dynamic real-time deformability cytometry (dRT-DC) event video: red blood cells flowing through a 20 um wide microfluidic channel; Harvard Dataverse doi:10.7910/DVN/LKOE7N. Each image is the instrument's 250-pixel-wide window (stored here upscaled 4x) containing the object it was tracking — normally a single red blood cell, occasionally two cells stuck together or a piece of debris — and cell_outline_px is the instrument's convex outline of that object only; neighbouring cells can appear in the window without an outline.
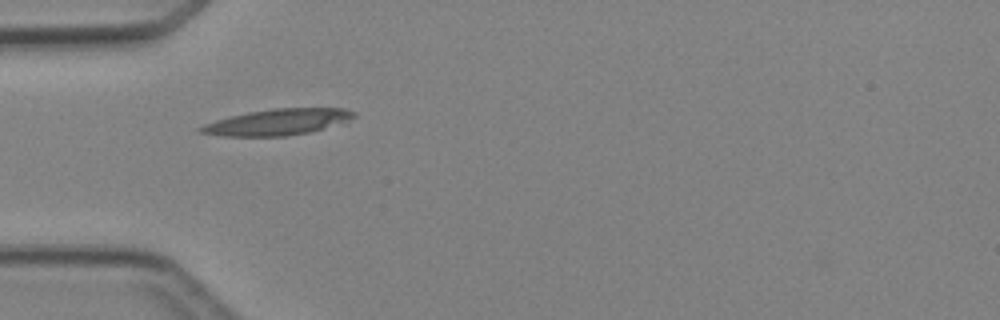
{"species": "Egyptian fruit bat (a non-hibernating species)", "species_latin": "Rousettus aegyptiacus", "temperature_condition": "cold", "stored_images_in_passage": 5, "camera_frame_rate_fps": 3000, "um_per_image_px": 0.085, "animal": {"sex": "female"}, "frame": {"image": 1, "passage_image": 3, "time_ms": 2.333, "image_size_px": [1000, 320], "cell_outline_px": [[356, 116], [348, 124], [288, 136], [224, 136], [200, 132], [196, 128], [204, 124], [216, 120], [248, 112], [272, 108], [344, 108], [356, 112]], "centroid_in_image_um": [23.71, 10.37], "position_along_channel_um": 61.3, "area_um2": 23.7}}
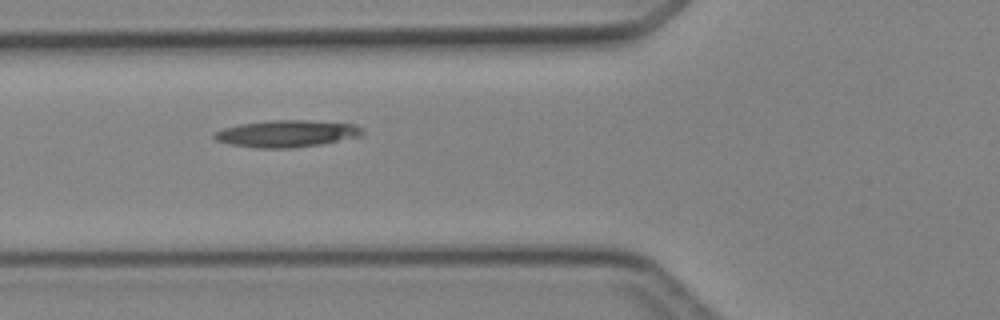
{"frame": {"image": 2, "passage_image": 4, "time_ms": 3.333, "image_size_px": [1000, 320], "cell_outline_px": [[364, 132], [360, 136], [320, 144], [292, 148], [260, 148], [228, 144], [216, 140], [212, 136], [216, 132], [224, 128], [240, 124], [272, 120], [304, 120], [356, 124], [364, 128]], "centroid_in_image_um": [24.39, 11.35], "position_along_channel_um": 101.4, "area_um2": 23.12}}
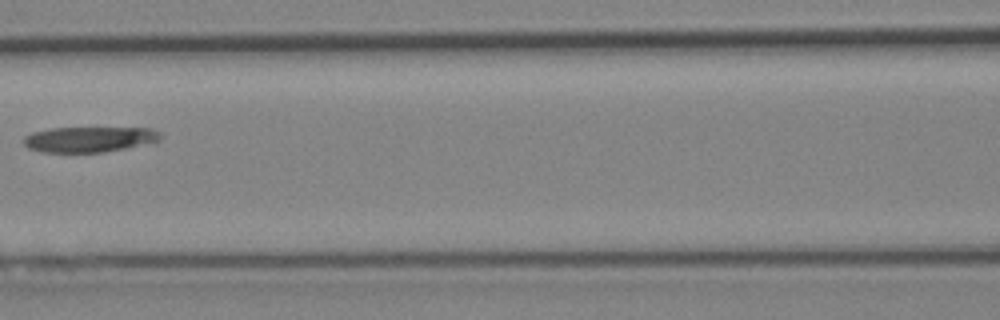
{"frame": {"image": 3, "passage_image": 5, "time_ms": 4.667, "image_size_px": [1000, 320], "cell_outline_px": [[160, 140], [152, 144], [104, 152], [40, 152], [28, 148], [24, 144], [24, 136], [32, 132], [48, 128], [152, 128], [160, 132]], "centroid_in_image_um": [7.62, 11.84], "position_along_channel_um": 159.0, "area_um2": 20.58}}